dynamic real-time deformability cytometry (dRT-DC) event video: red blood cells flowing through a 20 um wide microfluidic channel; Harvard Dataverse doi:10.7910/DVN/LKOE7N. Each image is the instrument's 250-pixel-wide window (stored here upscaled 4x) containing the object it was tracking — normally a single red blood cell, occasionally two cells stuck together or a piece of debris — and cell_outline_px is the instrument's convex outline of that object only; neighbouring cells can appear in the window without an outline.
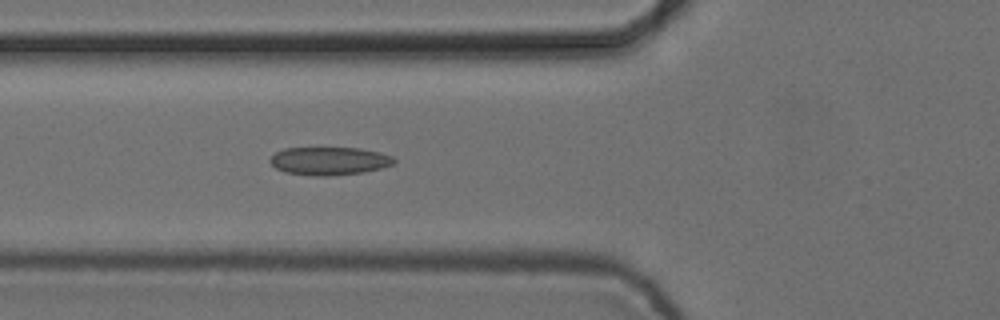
{"species": "common noctule bat (a hibernating species)", "species_latin": "Nyctalus noctula", "temperature_condition": "cold", "stored_images_in_passage": 5, "camera_frame_rate_fps": 3000, "um_per_image_px": 0.085, "animal": {"sex": "female", "body_mass_g": 24.6, "forearm_length_mm": 56.2}, "frame": {"image": 1, "passage_image": 5, "time_ms": 1.333, "image_size_px": [1000, 320], "cell_outline_px": [[396, 160], [392, 164], [380, 168], [364, 172], [328, 176], [312, 176], [284, 172], [276, 168], [268, 160], [276, 152], [284, 148], [360, 148], [380, 152], [392, 156]], "centroid_in_image_um": [27.97, 13.68], "position_along_channel_um": 97.8, "area_um2": 20.29}}